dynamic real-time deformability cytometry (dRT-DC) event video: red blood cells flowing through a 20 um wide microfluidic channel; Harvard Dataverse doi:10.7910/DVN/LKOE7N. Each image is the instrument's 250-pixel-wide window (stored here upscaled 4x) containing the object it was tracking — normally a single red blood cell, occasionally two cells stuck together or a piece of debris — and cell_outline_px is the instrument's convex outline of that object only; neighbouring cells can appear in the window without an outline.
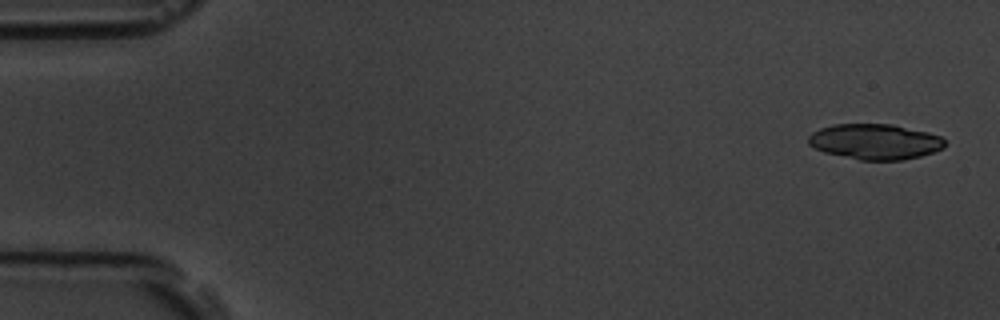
{"species": "common noctule bat (a hibernating species)", "species_latin": "Nyctalus noctula", "temperature_condition": "room temperature", "stored_images_in_passage": 6, "segment_of_instrument_passage": [1, 2], "camera_frame_rate_fps": 3000, "um_per_image_px": 0.085, "animal": {"sex": "male", "body_mass_g": 19.5, "forearm_length_mm": 54.6}, "frame": {"image": 1, "passage_image": 1, "time_ms": 0.0, "image_size_px": [1000, 320], "cell_outline_px": [[944, 148], [920, 156], [904, 160], [860, 160], [824, 152], [808, 144], [808, 136], [812, 132], [820, 128], [832, 124], [892, 124], [928, 132], [940, 136], [944, 140]], "centroid_in_image_um": [74.36, 12.03], "position_along_channel_um": 10.6, "area_um2": 28.21}}